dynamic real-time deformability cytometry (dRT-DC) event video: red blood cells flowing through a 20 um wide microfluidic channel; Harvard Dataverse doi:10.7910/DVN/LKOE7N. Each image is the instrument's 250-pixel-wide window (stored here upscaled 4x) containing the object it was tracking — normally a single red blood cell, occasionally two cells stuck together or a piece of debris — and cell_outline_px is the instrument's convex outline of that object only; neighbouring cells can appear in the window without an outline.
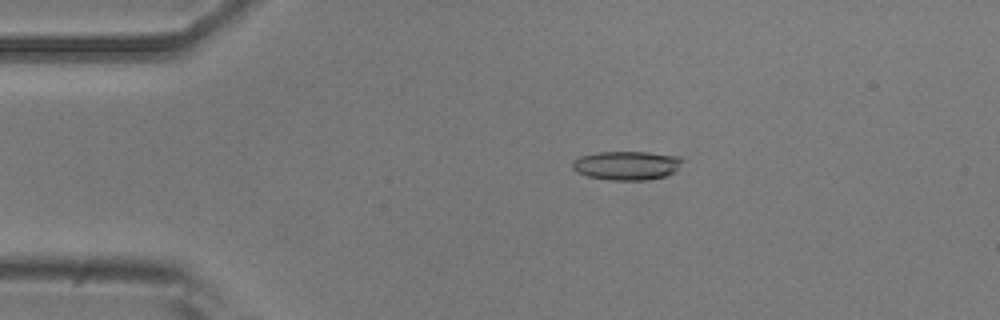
{"species": "common noctule bat (a hibernating species)", "species_latin": "Nyctalus noctula", "temperature_condition": "room temperature", "stored_images_in_passage": 52, "camera_frame_rate_fps": 3000, "um_per_image_px": 0.085, "animal": {"sex": "male", "body_mass_g": 20.5, "forearm_length_mm": 52.5}, "frame": {"image": 1, "passage_image": 10, "time_ms": 3.0, "image_size_px": [1000, 320], "cell_outline_px": [[684, 160], [680, 168], [676, 172], [664, 176], [644, 180], [608, 180], [588, 176], [576, 172], [572, 168], [572, 160], [580, 156], [596, 152], [648, 152], [680, 156]], "centroid_in_image_um": [53.28, 14.06], "position_along_channel_um": 31.7, "area_um2": 18.79}}
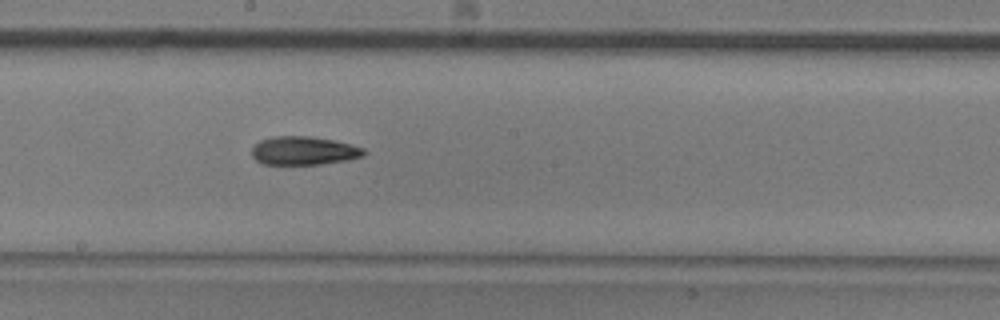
{"frame": {"image": 2, "passage_image": 28, "time_ms": 9.0, "image_size_px": [1000, 320], "cell_outline_px": [[368, 152], [364, 156], [348, 160], [320, 164], [260, 164], [252, 156], [252, 148], [260, 140], [272, 136], [312, 136], [352, 144], [364, 148]], "centroid_in_image_um": [25.84, 12.81], "position_along_channel_um": 222.4, "area_um2": 18.79}}
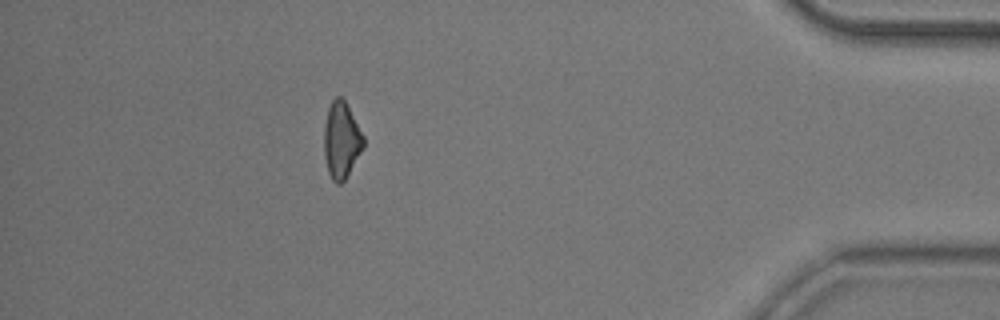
{"frame": {"image": 3, "passage_image": 46, "time_ms": 15.0, "image_size_px": [1000, 320], "cell_outline_px": [[364, 148], [344, 180], [340, 184], [336, 184], [332, 180], [328, 172], [324, 156], [324, 128], [328, 108], [332, 100], [336, 96], [340, 96], [344, 100], [364, 136]], "centroid_in_image_um": [29.01, 11.93], "position_along_channel_um": 406.2, "area_um2": 17.46}, "authors_computed_cell_mechanics": {"area_um2": 18.4382, "velocity_mm_per_s": 3.8939, "shape_relaxation_time_tau1_ms": 6.3665, "shape_relaxation_time_tau2_ms": null, "deformation_change_tau1": 0.1609, "deformation_change_tau2": null}}